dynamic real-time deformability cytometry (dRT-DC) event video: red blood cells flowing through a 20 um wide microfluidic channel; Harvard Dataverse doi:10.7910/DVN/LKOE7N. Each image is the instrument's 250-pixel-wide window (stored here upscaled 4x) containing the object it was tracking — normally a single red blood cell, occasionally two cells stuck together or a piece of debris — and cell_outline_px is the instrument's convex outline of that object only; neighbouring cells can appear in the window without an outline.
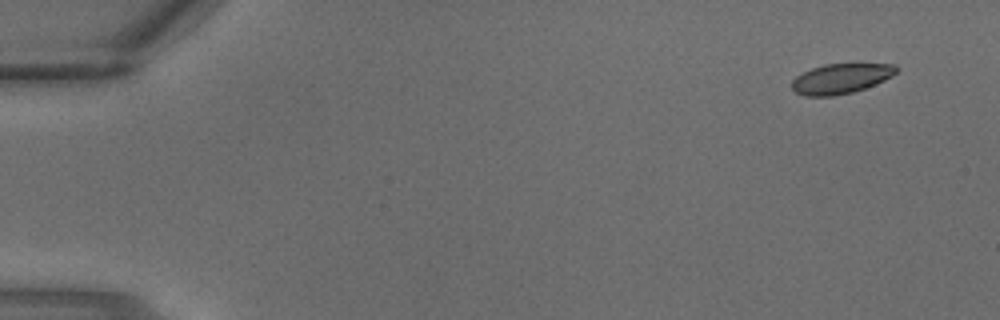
{"species": "common noctule bat (a hibernating species)", "species_latin": "Nyctalus noctula", "temperature_condition": "warm", "stored_images_in_passage": 3, "camera_frame_rate_fps": 3000, "um_per_image_px": 0.085, "animal": {"sex": "male", "body_mass_g": 18.8}, "frame": {"image": 1, "passage_image": 1, "time_ms": 0.0, "image_size_px": [1000, 320], "cell_outline_px": [[900, 68], [892, 76], [884, 80], [864, 88], [852, 92], [832, 96], [804, 96], [796, 92], [792, 88], [792, 80], [796, 76], [812, 68], [824, 64], [896, 64]], "centroid_in_image_um": [71.48, 6.68], "position_along_channel_um": 13.5, "area_um2": 18.15}}